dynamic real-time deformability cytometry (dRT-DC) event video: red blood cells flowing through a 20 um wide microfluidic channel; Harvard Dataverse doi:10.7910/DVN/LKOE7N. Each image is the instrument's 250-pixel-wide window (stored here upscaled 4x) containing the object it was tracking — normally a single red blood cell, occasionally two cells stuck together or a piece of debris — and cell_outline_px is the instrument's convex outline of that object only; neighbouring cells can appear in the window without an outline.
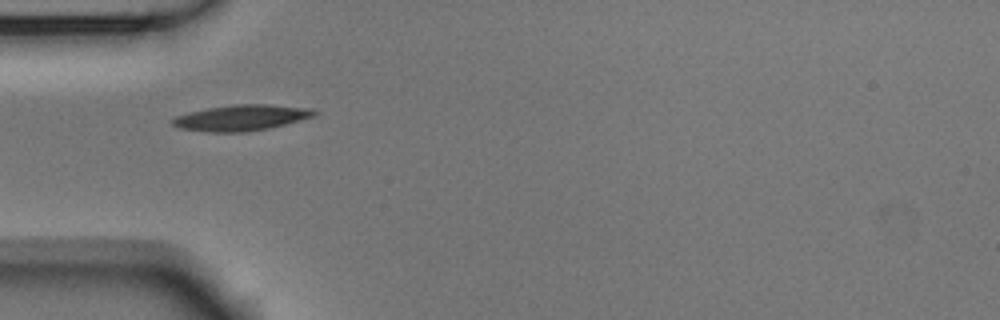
{"species": "Egyptian fruit bat (a non-hibernating species)", "species_latin": "Rousettus aegyptiacus", "temperature_condition": "room temperature", "stored_images_in_passage": 37, "camera_frame_rate_fps": 3000, "um_per_image_px": 0.085, "animal": {"sex": "male"}, "frame": {"image": 1, "passage_image": 1, "time_ms": 0.0, "image_size_px": [1000, 320], "cell_outline_px": [[320, 112], [312, 116], [300, 120], [268, 128], [244, 132], [208, 132], [180, 128], [172, 124], [168, 120], [176, 116], [188, 112], [208, 108], [232, 104], [268, 104], [312, 108]], "centroid_in_image_um": [20.49, 10.0], "position_along_channel_um": 64.5, "area_um2": 21.39}}
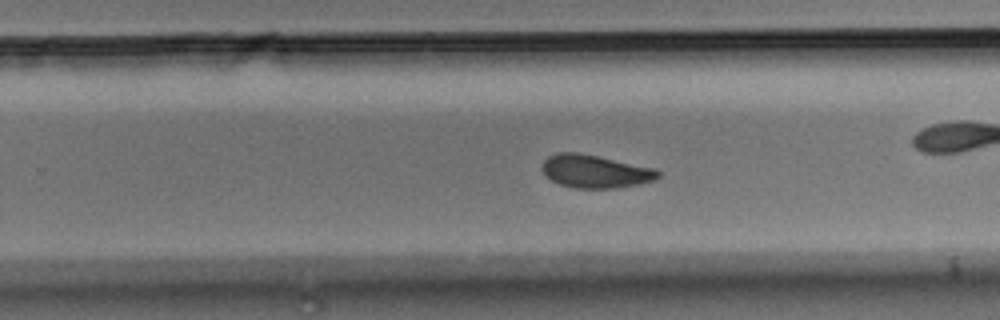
{"frame": {"image": 2, "passage_image": 16, "time_ms": 5.0, "image_size_px": [1000, 320], "cell_outline_px": [[660, 176], [652, 180], [640, 184], [616, 188], [576, 188], [560, 184], [552, 180], [540, 168], [544, 160], [548, 156], [560, 152], [576, 152], [656, 168], [660, 172]], "centroid_in_image_um": [50.59, 14.56], "position_along_channel_um": 279.2, "area_um2": 22.14}}
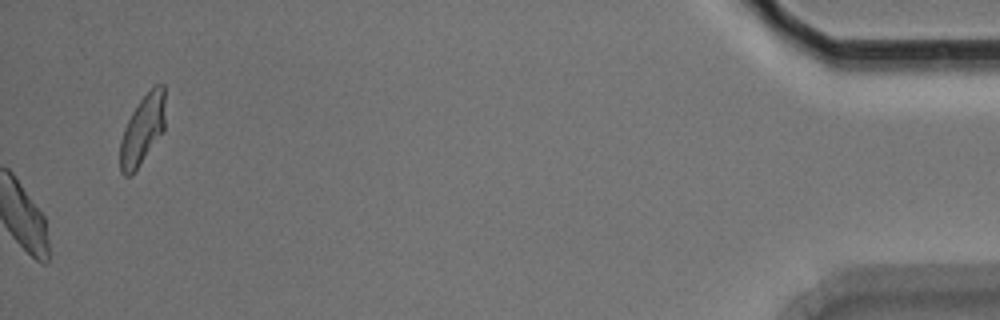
{"frame": {"image": 3, "passage_image": 37, "time_ms": 12.0, "image_size_px": [1000, 320], "cell_outline_px": [[164, 132], [136, 168], [128, 176], [124, 176], [120, 172], [120, 140], [124, 128], [132, 112], [140, 100], [156, 84], [164, 84]], "centroid_in_image_um": [12.11, 11.02], "position_along_channel_um": 423.1, "area_um2": 17.98}, "authors_computed_cell_mechanics": {"area_um2": 22.1952, "velocity_mm_per_s": 3.6617, "shape_relaxation_time_tau1_ms": 3.585, "shape_relaxation_time_tau2_ms": 2.3211, "deformation_change_tau1": 0.0934, "deformation_change_tau2": 0.0572}}